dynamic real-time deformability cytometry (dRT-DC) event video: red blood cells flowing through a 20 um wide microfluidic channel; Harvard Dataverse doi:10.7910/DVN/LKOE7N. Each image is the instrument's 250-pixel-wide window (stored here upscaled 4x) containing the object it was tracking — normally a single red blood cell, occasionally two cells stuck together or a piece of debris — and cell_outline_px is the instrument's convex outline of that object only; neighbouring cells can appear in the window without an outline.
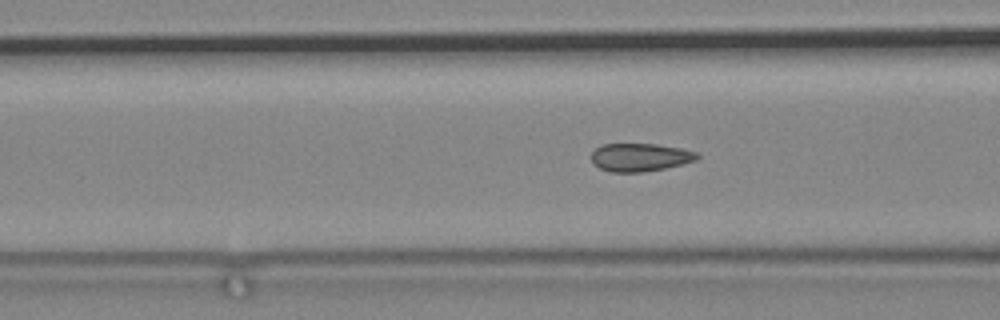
{"species": "common noctule bat (a hibernating species)", "species_latin": "Nyctalus noctula", "temperature_condition": "cold", "stored_images_in_passage": 68, "camera_frame_rate_fps": 3000, "um_per_image_px": 0.085, "animal": {"sex": "male", "body_mass_g": 19.2, "forearm_length_mm": 51.8}, "frame": {"image": 1, "passage_image": 31, "time_ms": 10.0, "image_size_px": [1000, 320], "cell_outline_px": [[700, 156], [696, 160], [664, 168], [640, 172], [612, 172], [600, 168], [592, 164], [592, 152], [600, 144], [656, 144], [680, 148], [696, 152]], "centroid_in_image_um": [54.37, 13.36], "position_along_channel_um": 112.2, "area_um2": 17.17}}
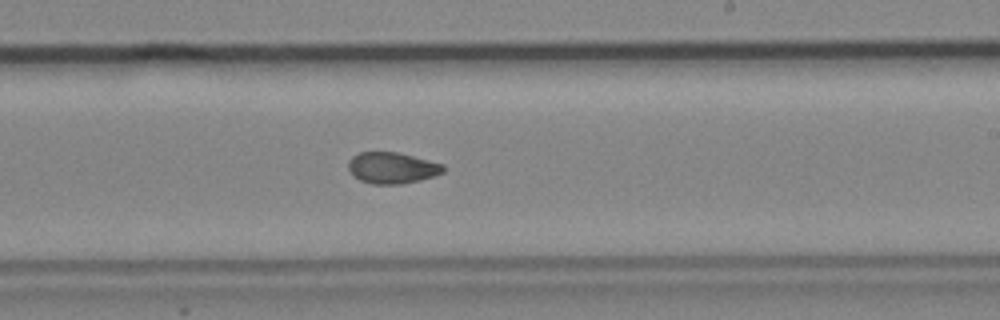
{"frame": {"image": 2, "passage_image": 45, "time_ms": 14.667, "image_size_px": [1000, 320], "cell_outline_px": [[444, 172], [420, 180], [400, 184], [372, 184], [360, 180], [348, 168], [348, 160], [352, 156], [360, 152], [396, 152], [444, 164]], "centroid_in_image_um": [33.32, 14.26], "position_along_channel_um": 255.7, "area_um2": 17.11}}
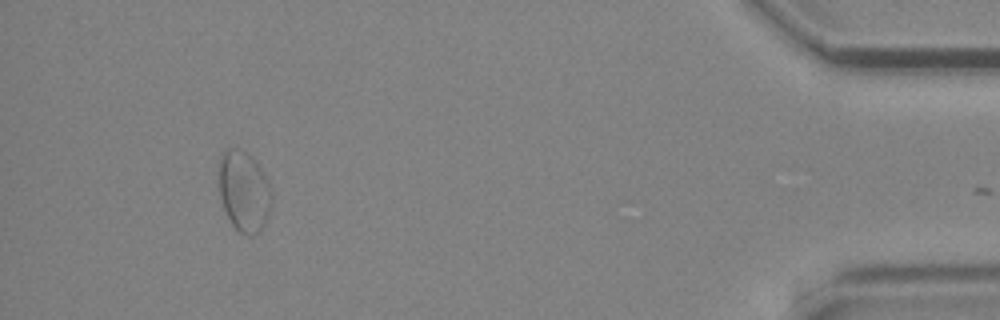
{"frame": {"image": 3, "passage_image": 67, "time_ms": 22.0, "image_size_px": [1000, 320], "cell_outline_px": [[272, 200], [268, 216], [260, 232], [252, 236], [248, 236], [240, 232], [232, 224], [224, 208], [220, 196], [216, 168], [216, 160], [228, 148], [240, 148], [252, 156], [260, 168], [268, 184], [272, 196]], "centroid_in_image_um": [20.69, 16.23], "position_along_channel_um": 414.5, "area_um2": 25.2}}